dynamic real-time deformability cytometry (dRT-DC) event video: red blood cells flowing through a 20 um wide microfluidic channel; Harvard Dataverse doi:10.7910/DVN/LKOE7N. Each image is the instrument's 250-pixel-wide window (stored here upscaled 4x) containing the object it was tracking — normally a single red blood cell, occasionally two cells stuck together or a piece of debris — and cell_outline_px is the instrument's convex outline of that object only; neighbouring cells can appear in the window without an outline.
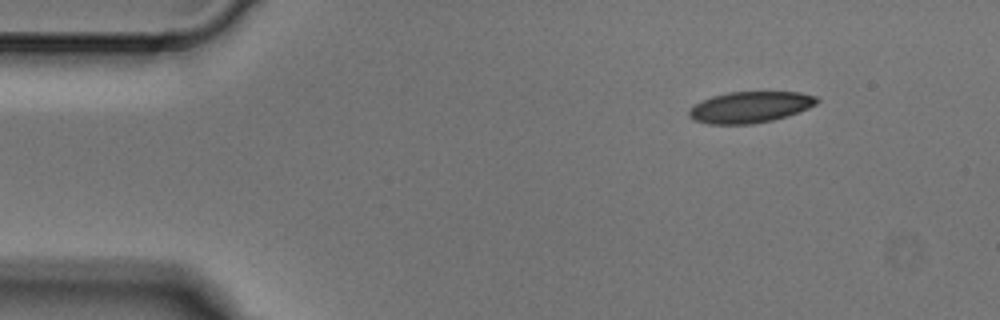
{"species": "Egyptian fruit bat (a non-hibernating species)", "species_latin": "Rousettus aegyptiacus", "temperature_condition": "cold", "stored_images_in_passage": 3, "camera_frame_rate_fps": 3000, "um_per_image_px": 0.085, "animal": {"sex": "male"}, "frame": {"image": 1, "passage_image": 1, "time_ms": 0.0, "image_size_px": [1000, 320], "cell_outline_px": [[820, 100], [816, 104], [808, 108], [788, 116], [772, 120], [752, 124], [708, 124], [692, 120], [688, 116], [688, 108], [712, 96], [728, 92], [800, 92], [816, 96]], "centroid_in_image_um": [63.74, 9.11], "position_along_channel_um": 21.3, "area_um2": 23.35}}
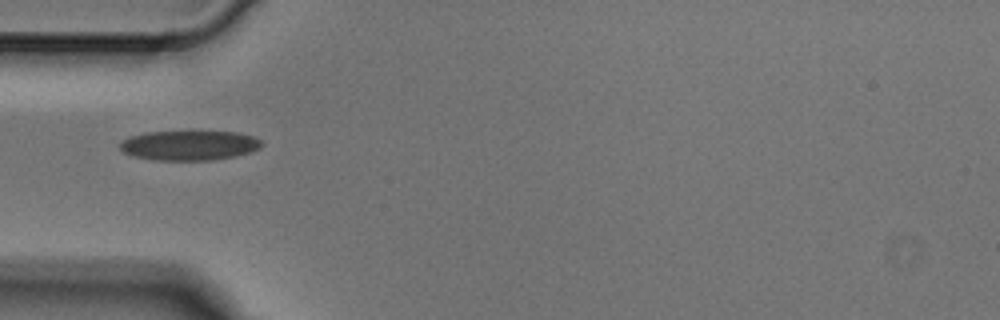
{"frame": {"image": 2, "passage_image": 3, "time_ms": 0.667, "image_size_px": [1000, 320], "cell_outline_px": [[264, 144], [260, 148], [252, 152], [236, 156], [212, 160], [152, 160], [136, 156], [124, 152], [120, 148], [120, 140], [128, 136], [148, 132], [236, 132], [252, 136], [260, 140]], "centroid_in_image_um": [16.09, 12.36], "position_along_channel_um": 68.9, "area_um2": 24.57}}